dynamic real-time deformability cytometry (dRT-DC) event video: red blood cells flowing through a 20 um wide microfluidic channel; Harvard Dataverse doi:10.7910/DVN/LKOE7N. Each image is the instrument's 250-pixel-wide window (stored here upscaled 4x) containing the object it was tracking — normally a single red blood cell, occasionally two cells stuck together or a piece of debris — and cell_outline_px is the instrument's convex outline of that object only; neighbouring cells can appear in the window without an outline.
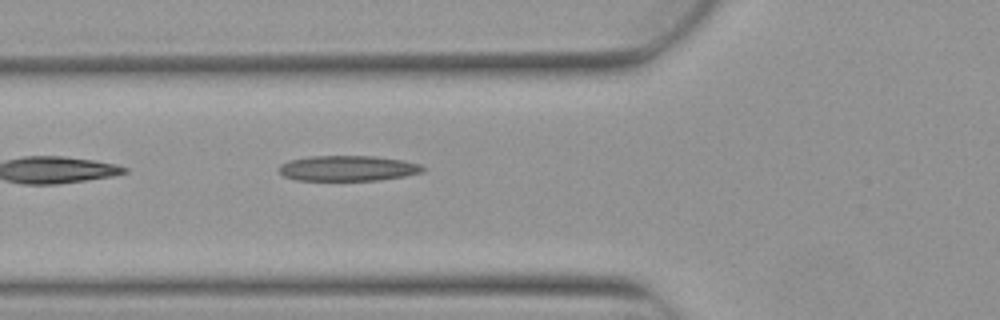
{"species": "Egyptian fruit bat (a non-hibernating species)", "species_latin": "Rousettus aegyptiacus", "temperature_condition": "warm", "stored_images_in_passage": 5, "camera_frame_rate_fps": 3000, "um_per_image_px": 0.085, "animal": {"sex": "female"}, "frame": {"image": 1, "passage_image": 5, "time_ms": 1.333, "image_size_px": [1000, 320], "cell_outline_px": [[424, 168], [420, 172], [404, 176], [380, 180], [296, 180], [284, 176], [276, 168], [280, 164], [288, 160], [308, 156], [372, 156], [404, 160], [420, 164]], "centroid_in_image_um": [29.5, 14.3], "position_along_channel_um": 96.3, "area_um2": 21.33}}